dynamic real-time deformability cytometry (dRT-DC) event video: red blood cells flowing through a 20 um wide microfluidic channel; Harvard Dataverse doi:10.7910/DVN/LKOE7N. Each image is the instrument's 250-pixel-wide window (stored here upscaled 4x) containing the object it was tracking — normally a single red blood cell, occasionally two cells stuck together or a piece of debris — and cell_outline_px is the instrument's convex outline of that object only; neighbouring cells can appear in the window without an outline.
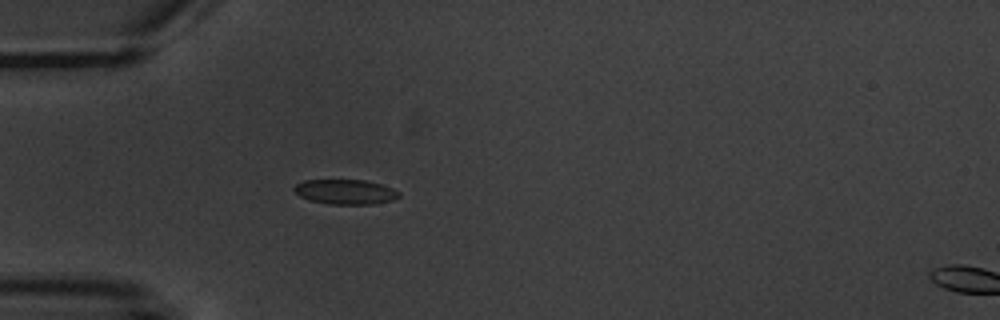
{"species": "common noctule bat (a hibernating species)", "species_latin": "Nyctalus noctula", "temperature_condition": "warm", "stored_images_in_passage": 6, "camera_frame_rate_fps": 3000, "um_per_image_px": 0.085, "animal": {"sex": "male", "body_mass_g": 20.1, "forearm_length_mm": 53.5}, "frame": {"image": 1, "passage_image": 6, "time_ms": 6.0, "image_size_px": [1000, 320], "cell_outline_px": [[400, 196], [392, 200], [368, 204], [332, 204], [308, 200], [300, 196], [292, 188], [296, 184], [304, 180], [364, 180], [380, 184], [392, 188], [400, 192]], "centroid_in_image_um": [29.34, 16.3], "position_along_channel_um": 55.7, "area_um2": 15.03}}